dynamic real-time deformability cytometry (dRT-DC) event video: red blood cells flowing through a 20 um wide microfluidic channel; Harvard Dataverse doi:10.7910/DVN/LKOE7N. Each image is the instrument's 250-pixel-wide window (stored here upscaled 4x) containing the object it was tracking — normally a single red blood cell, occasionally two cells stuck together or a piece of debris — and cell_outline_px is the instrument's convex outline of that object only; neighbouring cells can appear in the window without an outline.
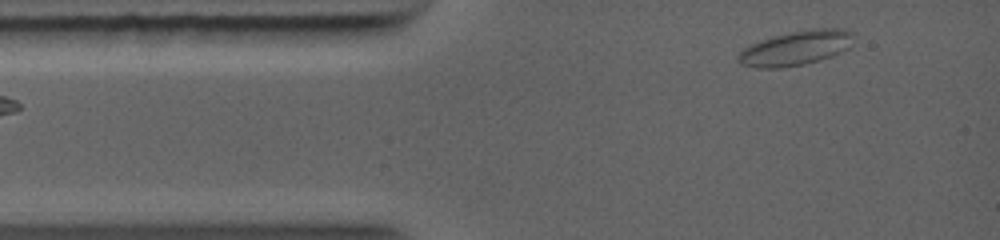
{"species": "common noctule bat (a hibernating species)", "species_latin": "Nyctalus noctula", "temperature_condition": "warm", "stored_images_in_passage": 28, "camera_frame_rate_fps": 5000, "um_per_image_px": 0.085, "animal": {"sex": "female", "body_mass_g": 19.0, "forearm_length_mm": 56.7}, "frame": {"image": 1, "passage_image": 3, "time_ms": 0.6, "image_size_px": [1000, 240], "cell_outline_px": [[852, 32], [848, 48], [832, 56], [820, 60], [804, 64], [780, 68], [756, 68], [740, 64], [736, 60], [736, 56], [744, 48], [760, 40], [772, 36], [792, 32], [816, 28], [848, 28]], "centroid_in_image_um": [67.61, 4.09], "position_along_channel_um": 17.4, "area_um2": 23.18}}
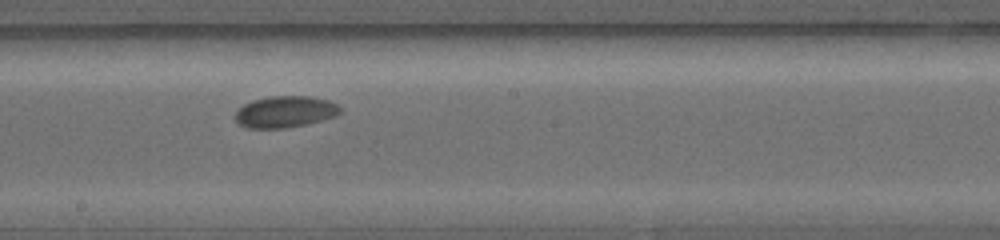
{"frame": {"image": 2, "passage_image": 17, "time_ms": 6.0, "image_size_px": [1000, 240], "cell_outline_px": [[344, 108], [336, 116], [308, 124], [284, 128], [244, 128], [236, 120], [236, 112], [244, 104], [252, 100], [268, 96], [308, 96], [328, 100]], "centroid_in_image_um": [24.26, 9.5], "position_along_channel_um": 223.9, "area_um2": 19.36}}
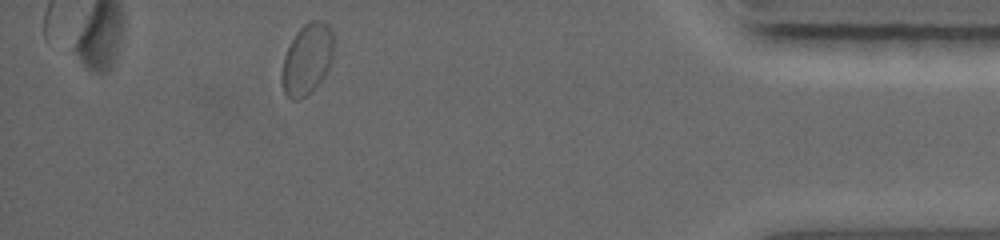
{"frame": {"image": 3, "passage_image": 28, "time_ms": 11.2, "image_size_px": [1000, 240], "cell_outline_px": [[332, 60], [324, 76], [300, 100], [292, 100], [284, 92], [280, 80], [280, 76], [284, 56], [296, 32], [304, 24], [312, 20], [320, 20], [328, 24], [332, 32]], "centroid_in_image_um": [26.07, 5.02], "position_along_channel_um": 409.1, "area_um2": 21.15}}